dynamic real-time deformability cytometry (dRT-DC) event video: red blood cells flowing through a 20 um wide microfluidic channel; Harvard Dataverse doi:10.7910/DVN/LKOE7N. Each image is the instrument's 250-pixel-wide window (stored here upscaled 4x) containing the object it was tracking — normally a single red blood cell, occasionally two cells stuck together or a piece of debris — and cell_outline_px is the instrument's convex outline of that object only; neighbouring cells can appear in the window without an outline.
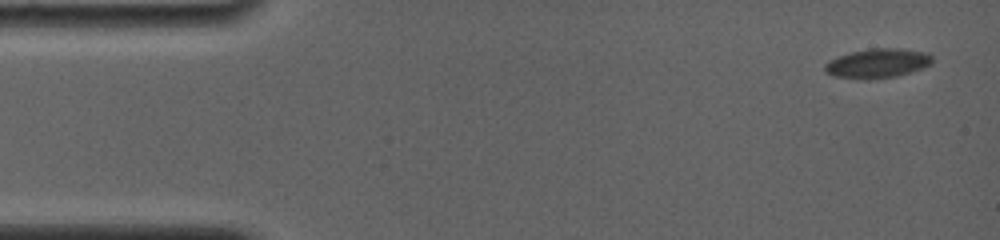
{"species": "common noctule bat (a hibernating species)", "species_latin": "Nyctalus noctula", "temperature_condition": "room temperature", "stored_images_in_passage": 69, "camera_frame_rate_fps": 4000, "um_per_image_px": 0.085, "animal": {"sex": "female", "body_mass_g": 19.0, "forearm_length_mm": 56.7}, "frame": {"image": 1, "passage_image": 1, "time_ms": 0.0, "image_size_px": [1000, 240], "cell_outline_px": [[932, 64], [924, 68], [896, 76], [864, 80], [832, 76], [824, 72], [824, 64], [828, 60], [852, 52], [872, 48], [900, 48], [928, 52], [932, 56]], "centroid_in_image_um": [74.59, 5.39], "position_along_channel_um": 10.4, "area_um2": 18.61}}
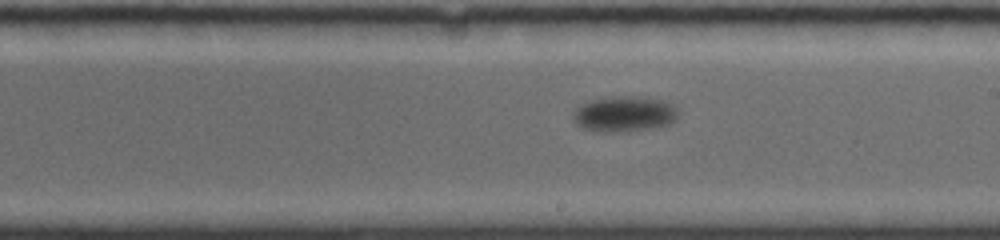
{"frame": {"image": 2, "passage_image": 41, "time_ms": 10.0, "image_size_px": [1000, 240], "cell_outline_px": [[680, 112], [676, 120], [668, 124], [628, 132], [608, 132], [584, 128], [576, 124], [572, 120], [572, 116], [576, 108], [592, 100], [616, 96], [636, 96], [664, 100], [676, 104]], "centroid_in_image_um": [53.13, 9.68], "position_along_channel_um": 235.9, "area_um2": 21.91}}
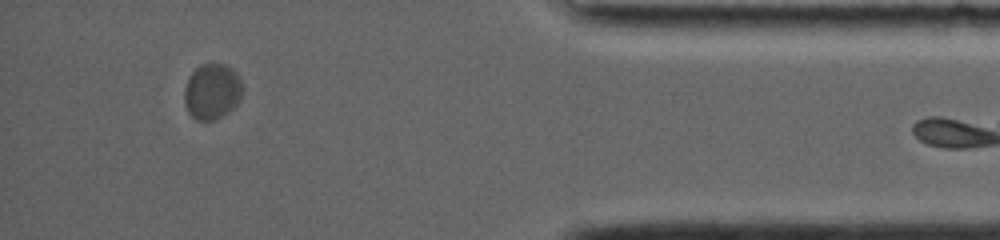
{"frame": {"image": 3, "passage_image": 66, "time_ms": 16.25, "image_size_px": [1000, 240], "cell_outline_px": [[244, 88], [240, 100], [228, 112], [216, 120], [196, 120], [188, 112], [184, 104], [184, 88], [192, 72], [200, 64], [224, 64], [232, 68], [236, 72]], "centroid_in_image_um": [18.03, 7.78], "position_along_channel_um": 417.2, "area_um2": 19.02}}